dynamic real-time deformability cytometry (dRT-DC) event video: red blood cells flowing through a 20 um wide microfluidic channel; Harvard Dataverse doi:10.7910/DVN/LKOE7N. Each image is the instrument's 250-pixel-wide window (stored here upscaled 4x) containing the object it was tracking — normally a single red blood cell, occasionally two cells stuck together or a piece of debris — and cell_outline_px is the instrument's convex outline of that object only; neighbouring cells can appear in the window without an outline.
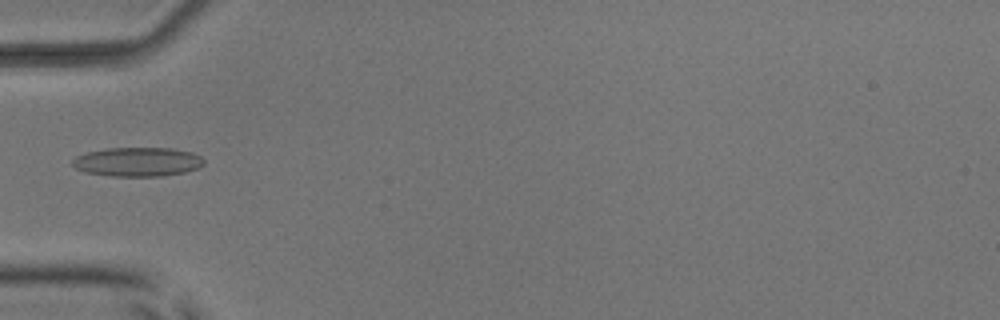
{"species": "common noctule bat (a hibernating species)", "species_latin": "Nyctalus noctula", "temperature_condition": "room temperature", "stored_images_in_passage": 5, "camera_frame_rate_fps": 3000, "um_per_image_px": 0.085, "animal": {"sex": "male", "body_mass_g": 17.9, "forearm_length_mm": 54.2}, "frame": {"image": 1, "passage_image": 4, "time_ms": 3.333, "image_size_px": [1000, 320], "cell_outline_px": [[204, 164], [196, 168], [184, 172], [160, 176], [112, 176], [84, 172], [76, 168], [72, 164], [72, 160], [76, 156], [88, 152], [104, 148], [172, 148], [192, 152], [200, 156], [204, 160]], "centroid_in_image_um": [11.68, 13.75], "position_along_channel_um": 73.3, "area_um2": 22.25}}
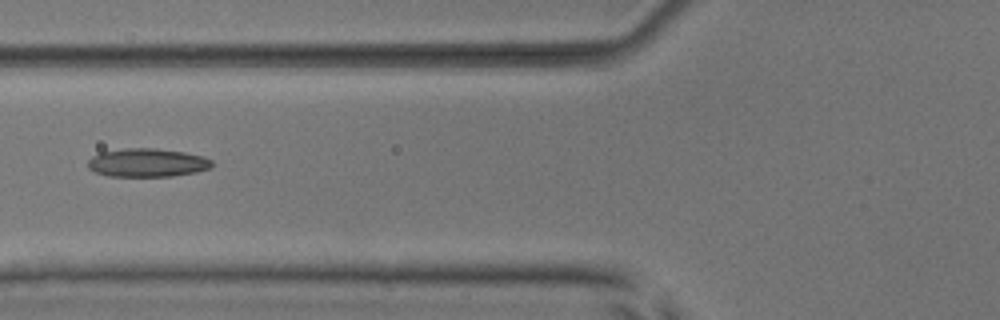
{"frame": {"image": 2, "passage_image": 5, "time_ms": 4.333, "image_size_px": [1000, 320], "cell_outline_px": [[212, 164], [208, 168], [196, 172], [172, 176], [108, 176], [96, 172], [88, 168], [88, 160], [92, 156], [100, 152], [124, 148], [156, 148], [184, 152], [204, 156], [212, 160]], "centroid_in_image_um": [12.5, 13.82], "position_along_channel_um": 113.3, "area_um2": 20.58}}